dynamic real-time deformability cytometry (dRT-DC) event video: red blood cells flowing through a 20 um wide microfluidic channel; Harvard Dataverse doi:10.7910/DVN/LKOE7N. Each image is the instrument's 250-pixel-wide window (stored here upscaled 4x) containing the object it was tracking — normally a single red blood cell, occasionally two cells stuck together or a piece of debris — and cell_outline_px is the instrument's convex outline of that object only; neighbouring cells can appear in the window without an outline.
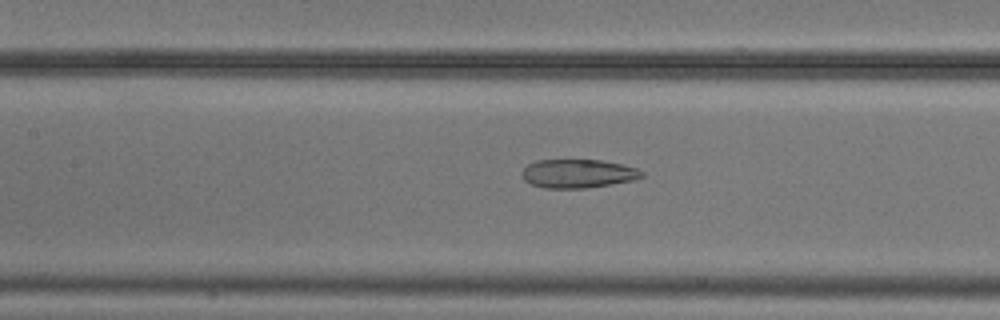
{"species": "common noctule bat (a hibernating species)", "species_latin": "Nyctalus noctula", "temperature_condition": "cold", "stored_images_in_passage": 48, "camera_frame_rate_fps": 3000, "um_per_image_px": 0.085, "animal": {"sex": "male", "body_mass_g": 20.5, "forearm_length_mm": 52.5}, "frame": {"image": 1, "passage_image": 24, "time_ms": 7.667, "image_size_px": [1000, 320], "cell_outline_px": [[644, 176], [636, 180], [584, 188], [544, 188], [532, 184], [524, 180], [524, 168], [528, 164], [536, 160], [600, 160], [620, 164], [636, 168], [644, 172]], "centroid_in_image_um": [49.16, 14.75], "position_along_channel_um": 158.2, "area_um2": 19.83}}
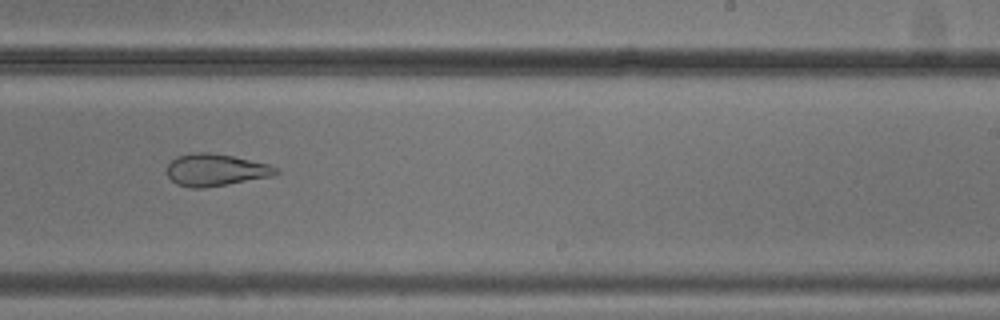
{"frame": {"image": 2, "passage_image": 33, "time_ms": 10.667, "image_size_px": [1000, 320], "cell_outline_px": [[280, 172], [272, 176], [228, 184], [204, 188], [192, 188], [176, 184], [168, 176], [168, 164], [176, 156], [192, 152], [208, 152], [232, 156], [268, 164], [276, 168]], "centroid_in_image_um": [18.31, 14.44], "position_along_channel_um": 270.7, "area_um2": 20.29}}
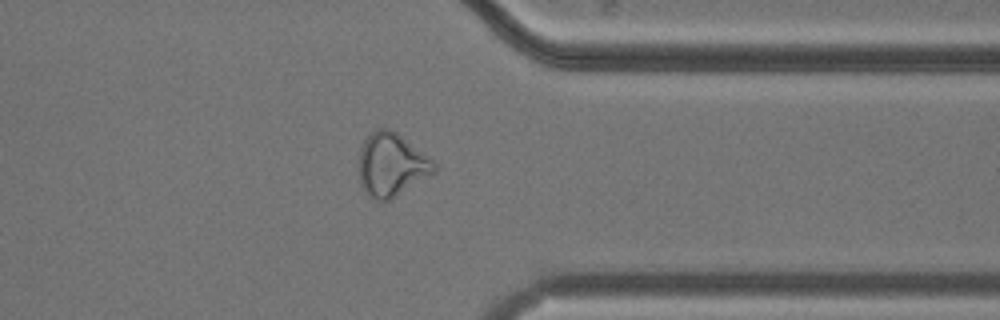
{"frame": {"image": 3, "passage_image": 42, "time_ms": 13.667, "image_size_px": [1000, 320], "cell_outline_px": [[436, 172], [388, 200], [372, 200], [368, 196], [360, 180], [360, 148], [364, 140], [376, 128], [388, 128], [396, 132], [432, 160], [436, 164]], "centroid_in_image_um": [33.27, 14.0], "position_along_channel_um": 378.1, "area_um2": 27.17}}